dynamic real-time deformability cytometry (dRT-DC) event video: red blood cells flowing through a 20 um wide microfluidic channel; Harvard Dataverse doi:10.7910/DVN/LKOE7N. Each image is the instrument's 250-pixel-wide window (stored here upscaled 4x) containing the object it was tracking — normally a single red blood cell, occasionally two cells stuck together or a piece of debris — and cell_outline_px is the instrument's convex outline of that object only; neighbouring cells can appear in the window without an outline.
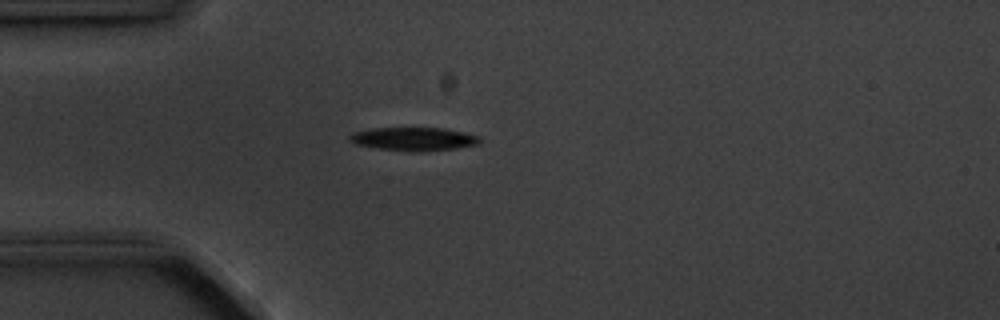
{"species": "common noctule bat (a hibernating species)", "species_latin": "Nyctalus noctula", "temperature_condition": "cold", "stored_images_in_passage": 2, "camera_frame_rate_fps": 3000, "um_per_image_px": 0.085, "animal": {"sex": "male", "body_mass_g": 20.1, "forearm_length_mm": 53.5}, "frame": {"image": 1, "passage_image": 1, "time_ms": 0.0, "image_size_px": [1000, 320], "cell_outline_px": [[480, 144], [456, 148], [420, 152], [416, 152], [376, 148], [356, 144], [348, 140], [348, 136], [352, 132], [372, 128], [444, 128], [464, 132], [480, 136]], "centroid_in_image_um": [35.16, 11.81], "position_along_channel_um": 49.8, "area_um2": 17.86}}